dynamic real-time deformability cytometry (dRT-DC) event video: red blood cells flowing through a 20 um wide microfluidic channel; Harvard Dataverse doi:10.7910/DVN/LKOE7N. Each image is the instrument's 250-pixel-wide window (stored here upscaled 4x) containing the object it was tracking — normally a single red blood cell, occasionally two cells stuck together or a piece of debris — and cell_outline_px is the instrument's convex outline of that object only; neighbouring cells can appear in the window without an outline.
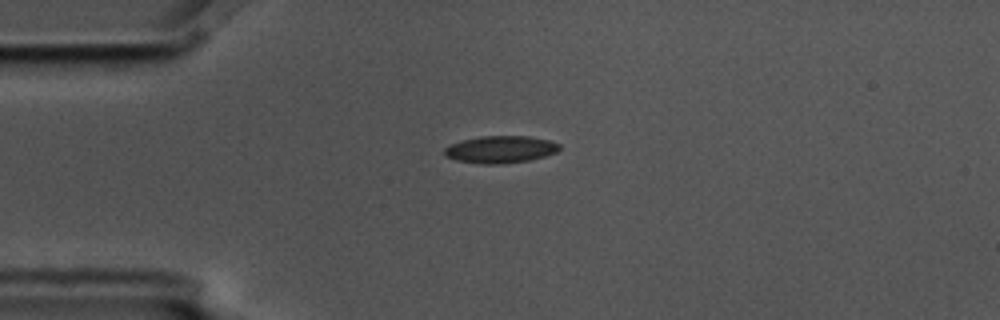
{"species": "common noctule bat (a hibernating species)", "species_latin": "Nyctalus noctula", "temperature_condition": "cold", "stored_images_in_passage": 3, "camera_frame_rate_fps": 3000, "um_per_image_px": 0.085, "animal": {"sex": "male", "body_mass_g": 17.5, "forearm_length_mm": 52.3}, "frame": {"image": 1, "passage_image": 1, "time_ms": 0.0, "image_size_px": [1000, 320], "cell_outline_px": [[560, 148], [556, 152], [544, 156], [528, 160], [500, 164], [480, 164], [456, 160], [444, 156], [444, 148], [452, 144], [464, 140], [480, 136], [528, 136], [548, 140], [560, 144]], "centroid_in_image_um": [42.52, 12.7], "position_along_channel_um": 42.5, "area_um2": 18.09}}